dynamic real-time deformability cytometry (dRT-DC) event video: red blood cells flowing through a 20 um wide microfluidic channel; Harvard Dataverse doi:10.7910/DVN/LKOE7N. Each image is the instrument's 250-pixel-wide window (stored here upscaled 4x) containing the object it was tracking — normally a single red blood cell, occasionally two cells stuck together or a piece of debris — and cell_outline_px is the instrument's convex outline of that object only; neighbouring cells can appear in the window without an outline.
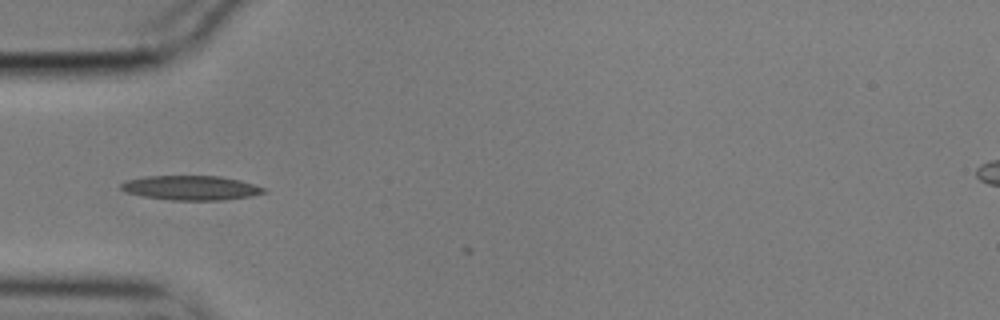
{"species": "common noctule bat (a hibernating species)", "species_latin": "Nyctalus noctula", "temperature_condition": "cold", "stored_images_in_passage": 3, "camera_frame_rate_fps": 3000, "um_per_image_px": 0.085, "animal": {"sex": "male", "body_mass_g": 17.9}, "frame": {"image": 1, "passage_image": 1, "time_ms": 0.0, "image_size_px": [1000, 320], "cell_outline_px": [[268, 192], [252, 196], [220, 200], [172, 200], [144, 196], [124, 192], [120, 188], [120, 184], [124, 180], [148, 176], [220, 176], [240, 180], [268, 188]], "centroid_in_image_um": [16.26, 15.96], "position_along_channel_um": 68.7, "area_um2": 20.52}}